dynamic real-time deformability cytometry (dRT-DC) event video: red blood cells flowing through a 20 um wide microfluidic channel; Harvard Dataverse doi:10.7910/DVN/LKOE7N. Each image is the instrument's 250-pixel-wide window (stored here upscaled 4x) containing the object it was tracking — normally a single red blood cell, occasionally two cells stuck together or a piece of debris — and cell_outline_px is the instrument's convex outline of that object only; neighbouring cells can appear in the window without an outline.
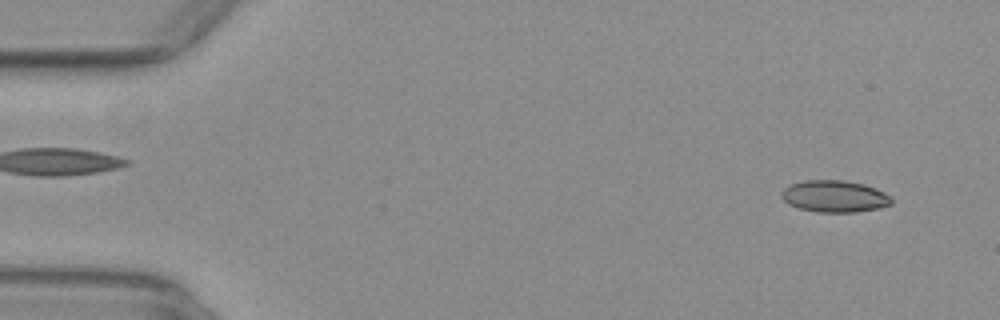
{"species": "common noctule bat (a hibernating species)", "species_latin": "Nyctalus noctula", "temperature_condition": "warm", "stored_images_in_passage": 12, "camera_frame_rate_fps": 3000, "um_per_image_px": 0.085, "animal": {"sex": "female", "body_mass_g": 29.2, "forearm_length_mm": 56.3}, "frame": {"image": 1, "passage_image": 3, "time_ms": 0.667, "image_size_px": [1000, 320], "cell_outline_px": [[892, 204], [876, 208], [856, 212], [816, 212], [800, 208], [788, 204], [780, 196], [780, 192], [784, 188], [792, 184], [804, 180], [844, 180], [864, 184], [876, 188], [892, 196]], "centroid_in_image_um": [70.93, 16.68], "position_along_channel_um": 14.1, "area_um2": 20.46}}